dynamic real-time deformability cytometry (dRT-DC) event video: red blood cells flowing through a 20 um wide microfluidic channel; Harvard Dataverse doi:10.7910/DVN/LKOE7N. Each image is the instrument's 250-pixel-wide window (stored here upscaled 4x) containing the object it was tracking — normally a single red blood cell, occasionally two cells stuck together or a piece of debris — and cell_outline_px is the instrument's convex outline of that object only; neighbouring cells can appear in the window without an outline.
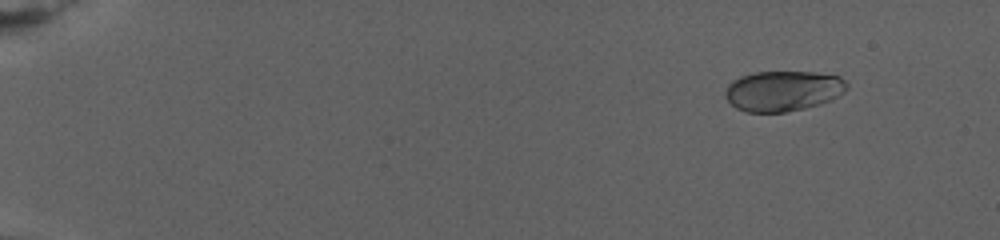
{"species": "human", "species_latin": "Homo sapiens", "temperature_condition": "warm", "stored_images_in_passage": 50, "camera_frame_rate_fps": 3000, "um_per_image_px": 0.085, "donor": {"sex": "female"}, "frame": {"image": 1, "passage_image": 2, "time_ms": 0.333, "image_size_px": [1000, 240], "cell_outline_px": [[848, 88], [844, 92], [820, 104], [804, 108], [784, 112], [744, 112], [736, 108], [724, 96], [728, 84], [732, 80], [740, 76], [756, 72], [816, 72], [840, 76], [848, 84]], "centroid_in_image_um": [66.54, 7.72], "position_along_channel_um": 18.5, "area_um2": 28.61}}
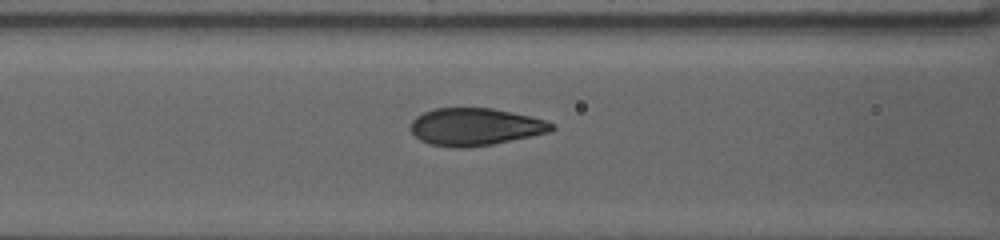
{"frame": {"image": 2, "passage_image": 22, "time_ms": 10.0, "image_size_px": [1000, 240], "cell_outline_px": [[556, 128], [548, 132], [492, 144], [468, 148], [452, 148], [428, 144], [420, 140], [412, 132], [412, 120], [416, 116], [432, 108], [492, 108], [528, 116], [544, 120], [552, 124]], "centroid_in_image_um": [40.34, 10.78], "position_along_channel_um": 126.3, "area_um2": 30.52}}
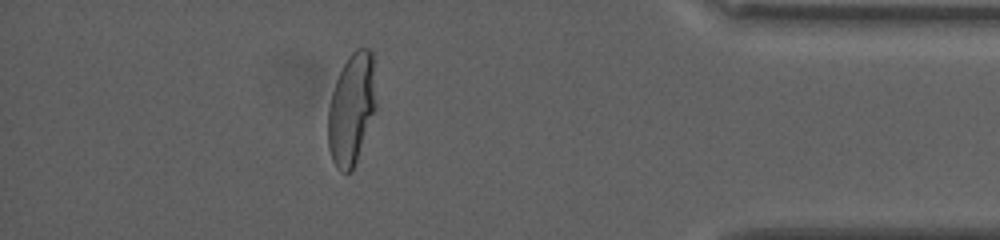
{"frame": {"image": 3, "passage_image": 42, "time_ms": 21.667, "image_size_px": [1000, 240], "cell_outline_px": [[376, 108], [356, 160], [352, 168], [348, 172], [340, 172], [336, 168], [332, 160], [328, 148], [328, 108], [332, 92], [336, 80], [348, 56], [356, 48], [368, 48], [372, 52], [376, 104]], "centroid_in_image_um": [29.86, 9.25], "position_along_channel_um": 405.3, "area_um2": 30.92}, "authors_computed_cell_mechanics": {"area_um2": 30.5473, "velocity_mm_per_s": 2.6554, "shape_relaxation_time_tau1_ms": 5.4337, "shape_relaxation_time_tau2_ms": null, "deformation_change_tau1": 0.2074, "deformation_change_tau2": null}}